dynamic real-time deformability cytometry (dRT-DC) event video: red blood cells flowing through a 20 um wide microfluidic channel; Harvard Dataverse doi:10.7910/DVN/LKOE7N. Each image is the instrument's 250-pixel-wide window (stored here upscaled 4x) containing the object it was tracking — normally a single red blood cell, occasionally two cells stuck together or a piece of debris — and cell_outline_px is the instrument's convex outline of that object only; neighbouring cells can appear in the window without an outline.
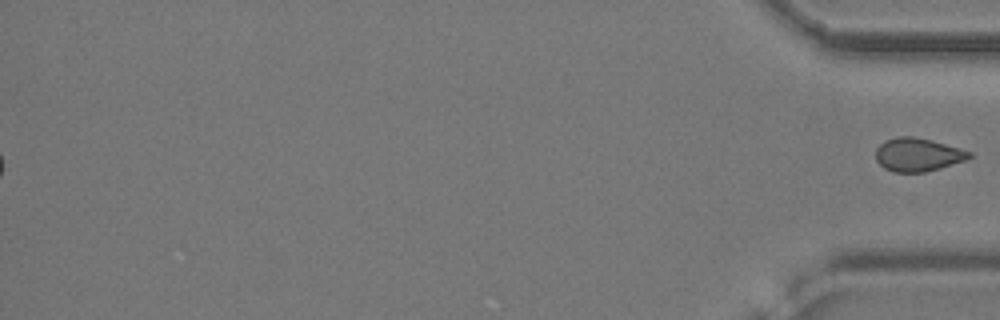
{"species": "common noctule bat (a hibernating species)", "species_latin": "Nyctalus noctula", "temperature_condition": "cold", "stored_images_in_passage": 46, "segment_of_instrument_passage": [2, 2], "camera_frame_rate_fps": 3000, "um_per_image_px": 0.085, "animal": {"sex": "female", "body_mass_g": 24.6, "forearm_length_mm": 56.2}, "frame": {"image": 1, "passage_image": 46, "time_ms": 15.0, "image_size_px": [1000, 320], "cell_outline_px": [[972, 156], [964, 160], [940, 168], [924, 172], [892, 172], [884, 168], [876, 160], [876, 148], [884, 140], [896, 136], [912, 136], [944, 144], [972, 152]], "centroid_in_image_um": [77.96, 13.15], "position_along_channel_um": 357.2, "area_um2": 17.98}}